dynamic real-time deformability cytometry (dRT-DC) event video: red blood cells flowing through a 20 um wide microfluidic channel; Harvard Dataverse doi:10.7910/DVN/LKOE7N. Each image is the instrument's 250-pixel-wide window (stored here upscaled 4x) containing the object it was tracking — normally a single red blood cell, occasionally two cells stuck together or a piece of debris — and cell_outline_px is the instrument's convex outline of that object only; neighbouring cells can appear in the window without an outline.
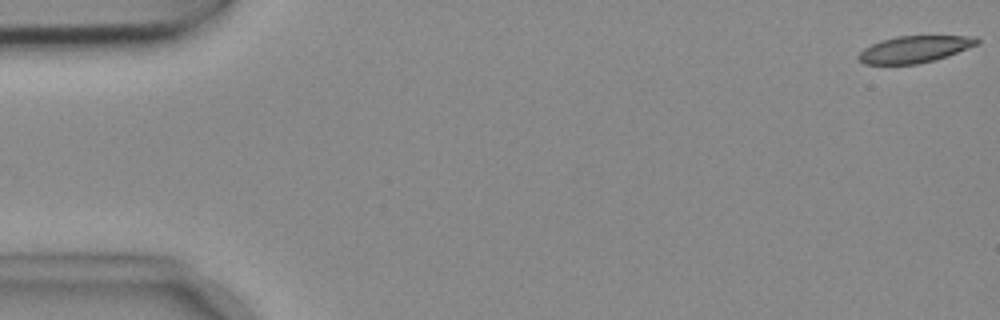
{"species": "common noctule bat (a hibernating species)", "species_latin": "Nyctalus noctula", "temperature_condition": "cold", "stored_images_in_passage": 54, "camera_frame_rate_fps": 3000, "um_per_image_px": 0.085, "animal": {"sex": "female", "body_mass_g": 18.4}, "frame": {"image": 1, "passage_image": 1, "time_ms": 0.0, "image_size_px": [1000, 320], "cell_outline_px": [[980, 44], [948, 56], [936, 60], [916, 64], [864, 64], [856, 56], [864, 48], [880, 40], [896, 36], [976, 36], [980, 40]], "centroid_in_image_um": [77.77, 4.18], "position_along_channel_um": 7.2, "area_um2": 18.67}}
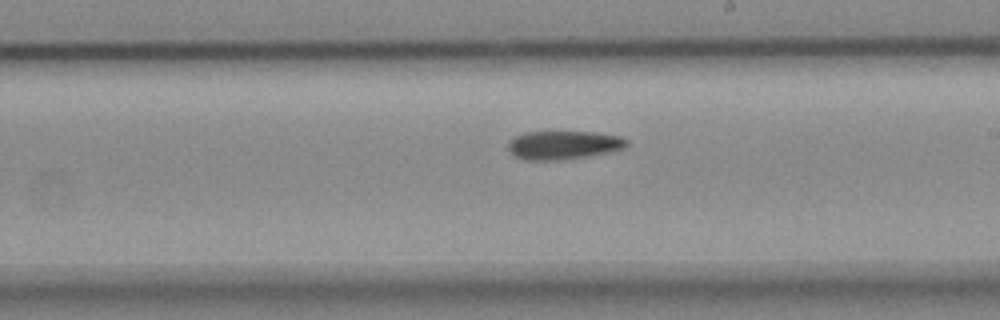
{"frame": {"image": 2, "passage_image": 31, "time_ms": 10.0, "image_size_px": [1000, 320], "cell_outline_px": [[628, 144], [624, 148], [608, 152], [588, 156], [556, 160], [524, 160], [512, 156], [508, 148], [508, 144], [516, 136], [524, 132], [592, 132], [620, 136], [628, 140]], "centroid_in_image_um": [47.88, 12.33], "position_along_channel_um": 241.1, "area_um2": 19.65}}
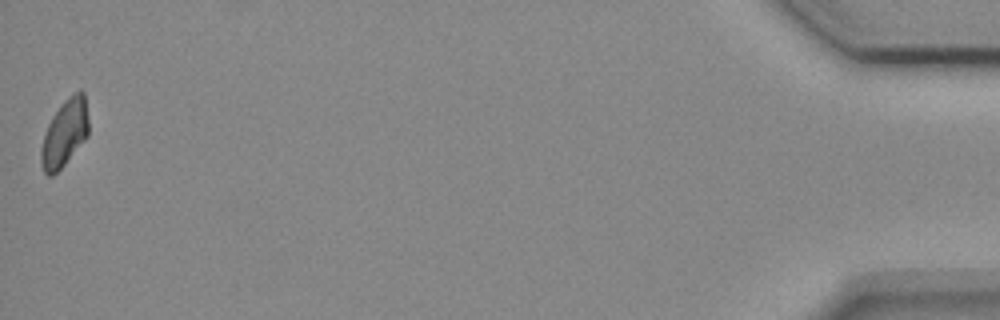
{"frame": {"image": 3, "passage_image": 54, "time_ms": 17.667, "image_size_px": [1000, 320], "cell_outline_px": [[88, 136], [64, 164], [52, 176], [48, 176], [44, 172], [40, 160], [40, 148], [48, 124], [52, 116], [60, 104], [68, 96], [80, 88], [84, 92], [88, 120]], "centroid_in_image_um": [5.49, 11.28], "position_along_channel_um": 429.7, "area_um2": 18.55}, "authors_computed_cell_mechanics": {"area_um2": 20.0277, "velocity_mm_per_s": 3.7173, "shape_relaxation_time_tau1_ms": 5.7679, "shape_relaxation_time_tau2_ms": null, "deformation_change_tau1": 0.1286, "deformation_change_tau2": null}}